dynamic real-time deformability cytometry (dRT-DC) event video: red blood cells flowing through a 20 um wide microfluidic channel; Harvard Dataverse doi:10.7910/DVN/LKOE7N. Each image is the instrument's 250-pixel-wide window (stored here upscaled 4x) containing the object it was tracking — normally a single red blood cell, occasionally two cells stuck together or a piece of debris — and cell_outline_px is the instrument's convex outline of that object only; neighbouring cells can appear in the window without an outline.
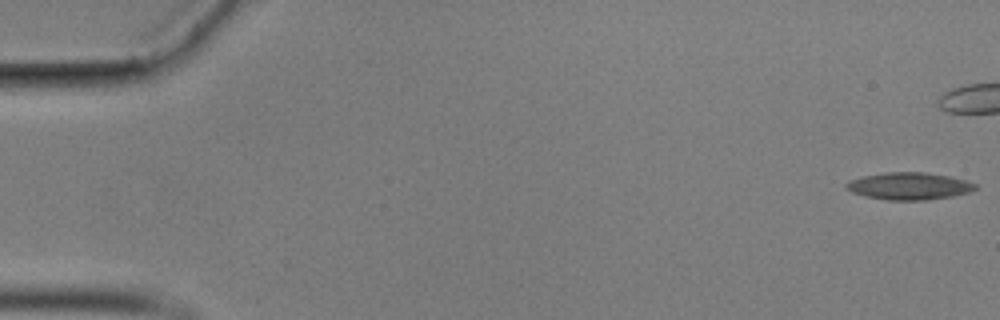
{"species": "common noctule bat (a hibernating species)", "species_latin": "Nyctalus noctula", "temperature_condition": "cold", "stored_images_in_passage": 12, "camera_frame_rate_fps": 3000, "um_per_image_px": 0.085, "animal": {"sex": "male", "body_mass_g": 17.9}, "frame": {"image": 1, "passage_image": 1, "time_ms": 0.0, "image_size_px": [1000, 320], "cell_outline_px": [[976, 188], [972, 192], [952, 196], [924, 200], [888, 200], [864, 196], [852, 192], [844, 188], [844, 184], [848, 180], [864, 176], [884, 172], [924, 172], [948, 176], [964, 180], [976, 184]], "centroid_in_image_um": [77.23, 15.81], "position_along_channel_um": 7.8, "area_um2": 20.52}}